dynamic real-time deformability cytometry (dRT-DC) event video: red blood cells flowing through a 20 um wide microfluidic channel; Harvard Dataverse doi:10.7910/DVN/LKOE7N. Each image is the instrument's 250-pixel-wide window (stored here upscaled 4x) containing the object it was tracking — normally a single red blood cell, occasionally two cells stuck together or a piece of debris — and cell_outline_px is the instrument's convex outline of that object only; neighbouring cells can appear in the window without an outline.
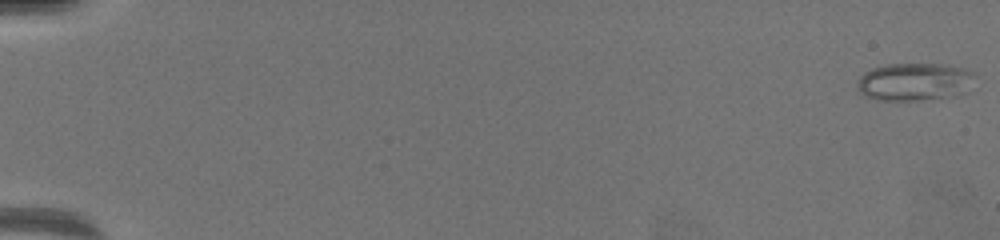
{"species": "common noctule bat (a hibernating species)", "species_latin": "Nyctalus noctula", "temperature_condition": "warm", "stored_images_in_passage": 65, "camera_frame_rate_fps": 3000, "um_per_image_px": 0.085, "animal": {"sex": "female", "body_mass_g": 19.5, "forearm_length_mm": 54.1}, "frame": {"image": 1, "passage_image": 1, "time_ms": 0.0, "image_size_px": [1000, 240], "cell_outline_px": [[976, 76], [956, 96], [916, 100], [876, 100], [864, 96], [856, 92], [856, 84], [860, 76], [864, 72], [872, 68], [888, 64], [948, 64], [964, 68], [972, 72]], "centroid_in_image_um": [77.63, 6.95], "position_along_channel_um": 7.4, "area_um2": 25.89}}
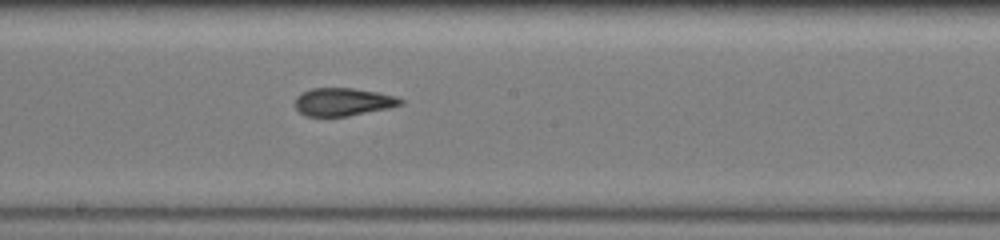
{"frame": {"image": 2, "passage_image": 38, "time_ms": 12.333, "image_size_px": [1000, 240], "cell_outline_px": [[404, 104], [388, 108], [348, 116], [304, 116], [296, 108], [296, 96], [300, 92], [312, 88], [352, 88], [376, 92], [396, 96], [404, 100]], "centroid_in_image_um": [29.15, 8.66], "position_along_channel_um": 219.0, "area_um2": 17.17}}
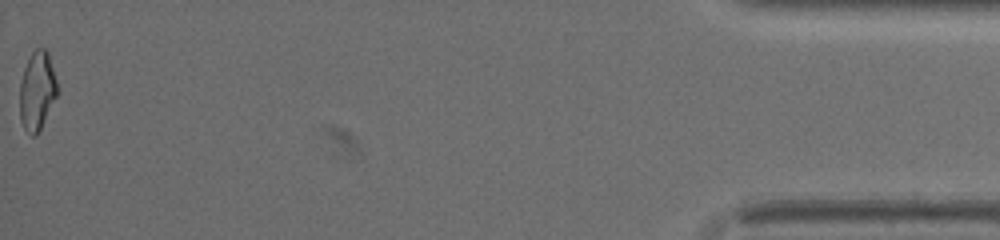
{"frame": {"image": 3, "passage_image": 65, "time_ms": 21.333, "image_size_px": [1000, 240], "cell_outline_px": [[60, 92], [36, 136], [32, 136], [24, 128], [20, 120], [20, 84], [24, 68], [32, 52], [36, 48], [48, 48]], "centroid_in_image_um": [3.19, 7.69], "position_along_channel_um": 432.0, "area_um2": 17.57}, "authors_computed_cell_mechanics": {"area_um2": 17.629, "velocity_mm_per_s": 3.3449, "shape_relaxation_time_tau1_ms": null, "shape_relaxation_time_tau2_ms": 2.1639, "deformation_change_tau1": null, "deformation_change_tau2": 0.0939}}